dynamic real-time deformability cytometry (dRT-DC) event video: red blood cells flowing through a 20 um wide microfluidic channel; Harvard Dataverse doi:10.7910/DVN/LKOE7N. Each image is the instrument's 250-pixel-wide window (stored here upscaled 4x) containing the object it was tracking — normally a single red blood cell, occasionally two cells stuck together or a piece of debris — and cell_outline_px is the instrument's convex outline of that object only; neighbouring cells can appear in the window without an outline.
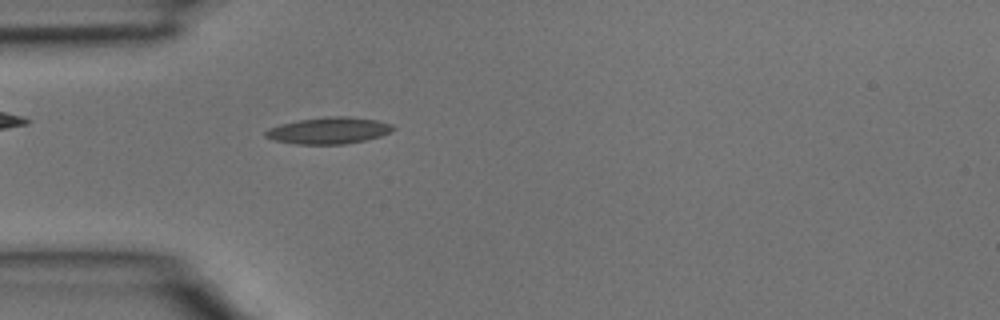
{"species": "common noctule bat (a hibernating species)", "species_latin": "Nyctalus noctula", "temperature_condition": "room temperature", "stored_images_in_passage": 1, "camera_frame_rate_fps": 3000, "um_per_image_px": 0.085, "animal": {"sex": "male", "body_mass_g": 15.6}, "frame": {"image": 1, "passage_image": 1, "time_ms": 0.0, "image_size_px": [1000, 320], "cell_outline_px": [[396, 128], [380, 136], [364, 140], [344, 144], [296, 144], [276, 140], [264, 136], [264, 132], [268, 128], [280, 124], [300, 120], [324, 116], [348, 116], [376, 120], [392, 124]], "centroid_in_image_um": [27.93, 11.09], "position_along_channel_um": 57.1, "area_um2": 19.65}}